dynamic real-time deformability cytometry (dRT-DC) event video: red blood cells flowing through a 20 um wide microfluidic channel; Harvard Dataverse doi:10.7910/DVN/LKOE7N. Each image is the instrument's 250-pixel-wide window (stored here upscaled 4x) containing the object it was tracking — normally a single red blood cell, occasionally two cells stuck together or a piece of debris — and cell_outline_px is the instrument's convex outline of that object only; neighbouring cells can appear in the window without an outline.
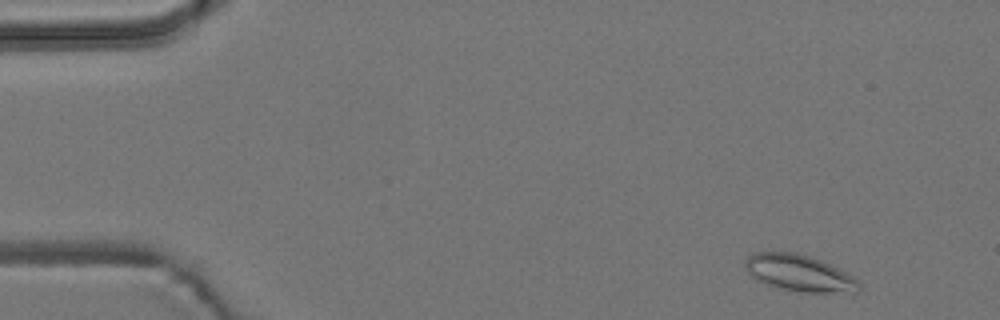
{"species": "common noctule bat (a hibernating species)", "species_latin": "Nyctalus noctula", "temperature_condition": "room temperature", "stored_images_in_passage": 3, "camera_frame_rate_fps": 3000, "um_per_image_px": 0.085, "animal": {"sex": "male", "body_mass_g": 19.2, "forearm_length_mm": 51.8}, "frame": {"image": 1, "passage_image": 1, "time_ms": 0.0, "image_size_px": [1000, 320], "cell_outline_px": [[860, 288], [856, 292], [804, 292], [784, 288], [768, 284], [756, 280], [748, 272], [744, 264], [748, 256], [752, 252], [796, 252], [820, 260], [840, 268], [856, 276], [860, 284]], "centroid_in_image_um": [67.98, 23.19], "position_along_channel_um": 17.0, "area_um2": 24.16}}